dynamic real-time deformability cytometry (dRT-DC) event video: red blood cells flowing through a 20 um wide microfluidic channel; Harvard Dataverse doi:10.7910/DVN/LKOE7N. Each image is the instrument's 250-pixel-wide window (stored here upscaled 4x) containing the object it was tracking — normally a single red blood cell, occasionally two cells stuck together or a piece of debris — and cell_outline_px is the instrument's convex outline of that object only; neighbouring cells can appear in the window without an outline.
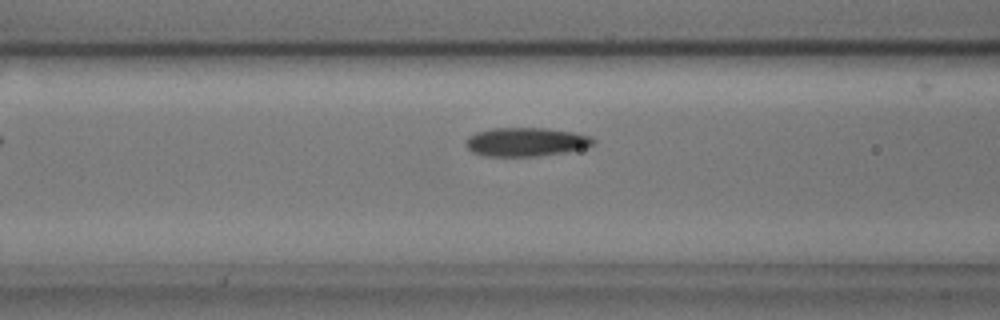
{"species": "common noctule bat (a hibernating species)", "species_latin": "Nyctalus noctula", "temperature_condition": "cold", "stored_images_in_passage": 39, "camera_frame_rate_fps": 3000, "um_per_image_px": 0.085, "animal": {"sex": "male", "body_mass_g": 17.9, "forearm_length_mm": 54.2}, "frame": {"image": 1, "passage_image": 8, "time_ms": 2.333, "image_size_px": [1000, 320], "cell_outline_px": [[592, 144], [560, 152], [528, 156], [492, 156], [472, 152], [468, 148], [468, 140], [472, 136], [480, 132], [500, 128], [540, 128], [568, 132], [588, 136], [592, 140]], "centroid_in_image_um": [44.64, 12.06], "position_along_channel_um": 122.0, "area_um2": 19.83}}
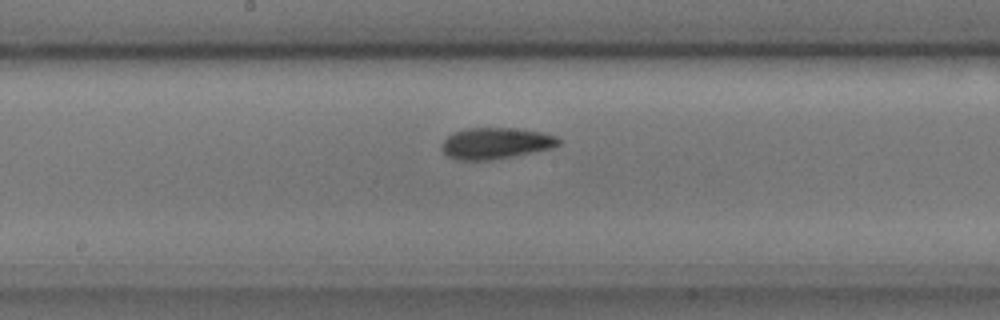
{"frame": {"image": 2, "passage_image": 15, "time_ms": 4.667, "image_size_px": [1000, 320], "cell_outline_px": [[560, 144], [548, 148], [508, 156], [484, 160], [460, 160], [448, 156], [444, 152], [444, 140], [448, 136], [456, 132], [472, 128], [504, 128], [540, 132], [552, 136], [560, 140]], "centroid_in_image_um": [42.09, 12.17], "position_along_channel_um": 206.1, "area_um2": 20.11}}
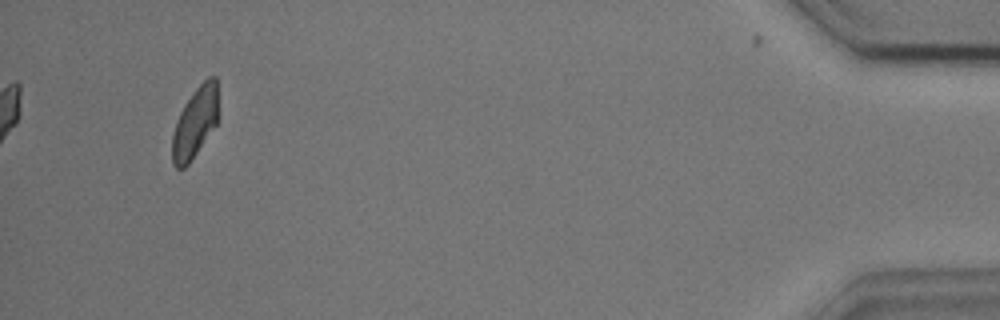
{"frame": {"image": 3, "passage_image": 39, "time_ms": 12.667, "image_size_px": [1000, 320], "cell_outline_px": [[216, 124], [188, 164], [184, 168], [176, 168], [172, 164], [172, 136], [180, 112], [184, 104], [196, 88], [208, 76], [216, 76]], "centroid_in_image_um": [16.54, 10.43], "position_along_channel_um": 418.7, "area_um2": 18.32}, "authors_computed_cell_mechanics": {"area_um2": 19.363, "velocity_mm_per_s": 3.6021, "shape_relaxation_time_tau1_ms": 3.8191, "shape_relaxation_time_tau2_ms": 3.2412, "deformation_change_tau1": 0.1167, "deformation_change_tau2": 0.1019}}